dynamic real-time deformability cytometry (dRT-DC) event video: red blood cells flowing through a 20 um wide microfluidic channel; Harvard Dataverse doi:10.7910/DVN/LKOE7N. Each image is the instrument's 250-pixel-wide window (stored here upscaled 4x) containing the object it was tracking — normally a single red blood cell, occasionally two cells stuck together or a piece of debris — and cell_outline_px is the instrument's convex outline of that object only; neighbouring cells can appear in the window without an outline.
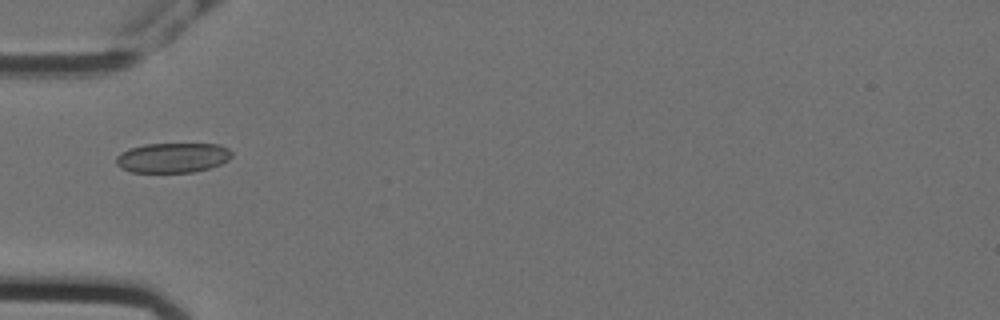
{"species": "Egyptian fruit bat (a non-hibernating species)", "species_latin": "Rousettus aegyptiacus", "temperature_condition": "cold", "stored_images_in_passage": 39, "camera_frame_rate_fps": 3000, "um_per_image_px": 0.085, "animal": {"sex": "female"}, "frame": {"image": 1, "passage_image": 1, "time_ms": 0.0, "image_size_px": [1000, 320], "cell_outline_px": [[232, 156], [228, 160], [220, 164], [208, 168], [192, 172], [132, 172], [116, 164], [116, 156], [128, 148], [144, 144], [220, 144], [228, 148], [232, 152]], "centroid_in_image_um": [14.69, 13.39], "position_along_channel_um": 70.3, "area_um2": 20.06}}
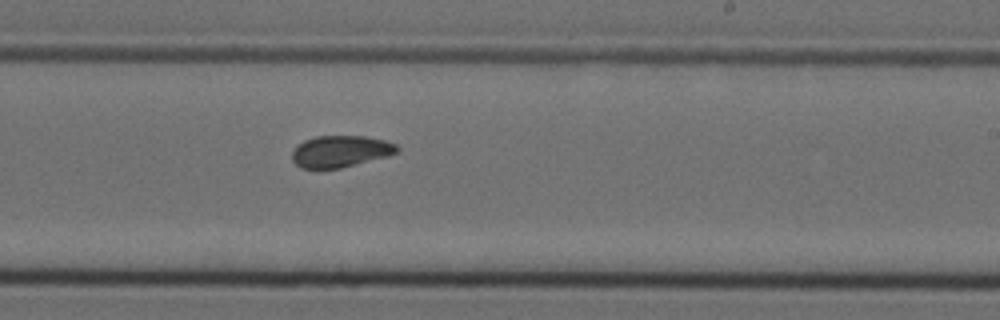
{"frame": {"image": 2, "passage_image": 17, "time_ms": 5.333, "image_size_px": [1000, 320], "cell_outline_px": [[400, 148], [396, 152], [388, 156], [340, 168], [300, 168], [292, 160], [292, 152], [304, 140], [316, 136], [364, 136], [384, 140], [396, 144]], "centroid_in_image_um": [28.95, 12.86], "position_along_channel_um": 260.1, "area_um2": 19.19}}
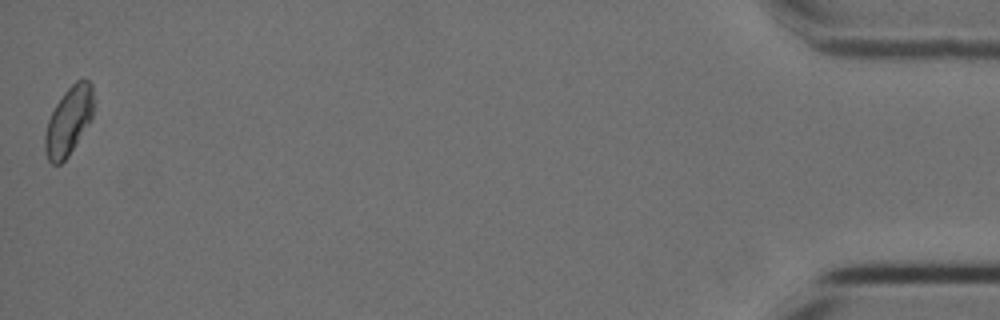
{"frame": {"image": 3, "passage_image": 39, "time_ms": 12.667, "image_size_px": [1000, 320], "cell_outline_px": [[92, 116], [68, 156], [60, 164], [52, 164], [48, 160], [44, 148], [44, 136], [48, 120], [56, 104], [64, 92], [76, 80], [88, 80], [92, 84]], "centroid_in_image_um": [5.8, 10.29], "position_along_channel_um": 429.4, "area_um2": 18.84}, "authors_computed_cell_mechanics": {"area_um2": 19.7098, "velocity_mm_per_s": 3.5511, "shape_relaxation_time_tau1_ms": 7.6126, "shape_relaxation_time_tau2_ms": 2.4676, "deformation_change_tau1": 0.0843, "deformation_change_tau2": 0.0559}}